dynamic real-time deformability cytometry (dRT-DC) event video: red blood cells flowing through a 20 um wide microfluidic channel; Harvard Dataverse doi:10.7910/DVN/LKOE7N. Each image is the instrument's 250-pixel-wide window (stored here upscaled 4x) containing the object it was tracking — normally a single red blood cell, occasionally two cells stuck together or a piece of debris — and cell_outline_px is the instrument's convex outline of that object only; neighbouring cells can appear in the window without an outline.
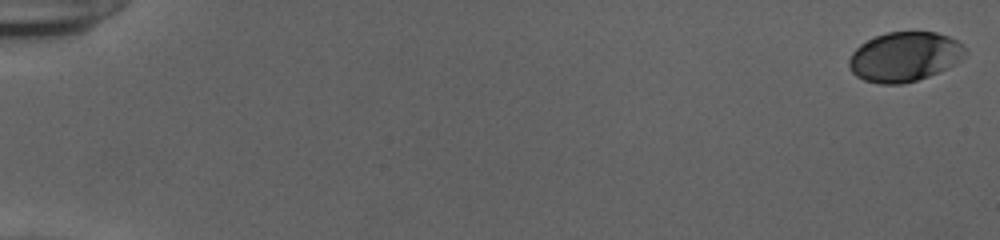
{"species": "human", "species_latin": "Homo sapiens", "temperature_condition": "cold", "stored_images_in_passage": 54, "camera_frame_rate_fps": 3000, "um_per_image_px": 0.085, "donor": {"sex": "female"}, "frame": {"image": 1, "passage_image": 1, "time_ms": 0.0, "image_size_px": [1000, 240], "cell_outline_px": [[968, 52], [960, 60], [948, 68], [940, 72], [904, 84], [880, 84], [864, 80], [856, 76], [848, 68], [848, 60], [852, 52], [860, 44], [876, 36], [888, 32], [936, 32], [948, 36], [964, 44]], "centroid_in_image_um": [76.89, 4.83], "position_along_channel_um": 8.1, "area_um2": 33.81}}
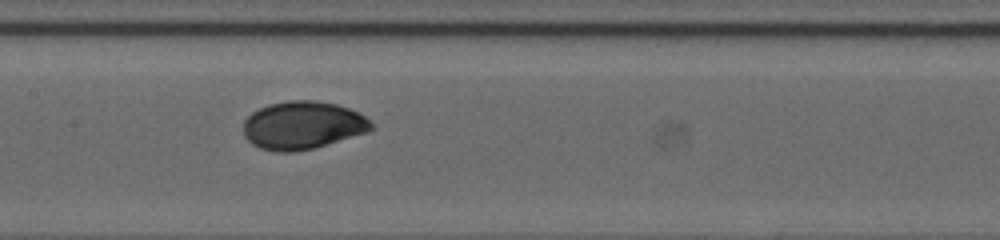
{"frame": {"image": 2, "passage_image": 29, "time_ms": 9.333, "image_size_px": [1000, 240], "cell_outline_px": [[372, 128], [368, 132], [316, 148], [292, 152], [276, 152], [260, 148], [252, 144], [244, 136], [244, 120], [252, 112], [268, 104], [288, 100], [316, 100], [336, 104], [348, 108], [364, 116], [372, 124]], "centroid_in_image_um": [25.71, 10.66], "position_along_channel_um": 181.7, "area_um2": 35.84}}
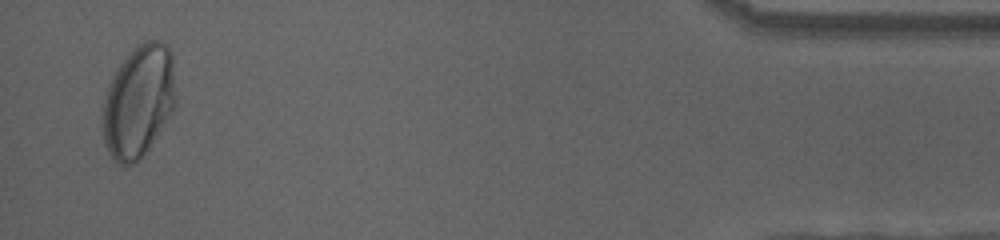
{"frame": {"image": 3, "passage_image": 53, "time_ms": 17.333, "image_size_px": [1000, 240], "cell_outline_px": [[172, 108], [148, 148], [132, 164], [124, 168], [112, 160], [104, 144], [100, 128], [100, 108], [104, 96], [112, 76], [116, 68], [132, 48], [144, 40], [160, 40], [168, 44], [172, 52]], "centroid_in_image_um": [11.65, 8.61], "position_along_channel_um": 423.5, "area_um2": 47.8}, "authors_computed_cell_mechanics": {"area_um2": 34.7667, "velocity_mm_per_s": 3.8829, "shape_relaxation_time_tau1_ms": 2.6415, "shape_relaxation_time_tau2_ms": null, "deformation_change_tau1": 0.1204, "deformation_change_tau2": null}}